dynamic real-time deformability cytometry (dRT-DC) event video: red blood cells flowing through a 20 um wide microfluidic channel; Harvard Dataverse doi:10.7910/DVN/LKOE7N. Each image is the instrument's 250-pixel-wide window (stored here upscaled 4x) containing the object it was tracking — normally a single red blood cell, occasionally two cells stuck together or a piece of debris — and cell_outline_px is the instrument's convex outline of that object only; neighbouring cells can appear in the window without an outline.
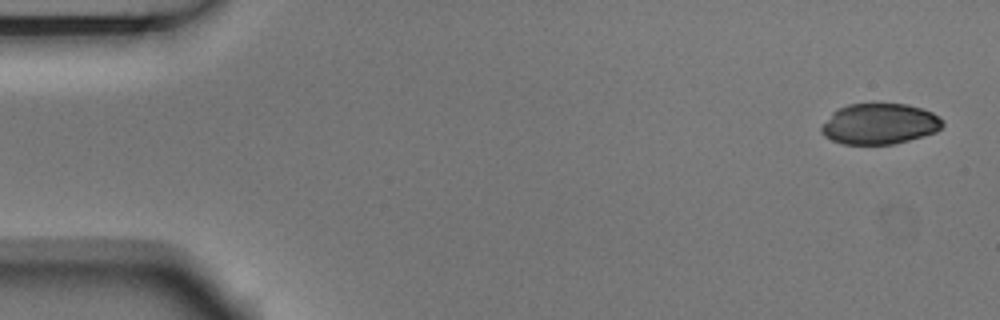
{"species": "Egyptian fruit bat (a non-hibernating species)", "species_latin": "Rousettus aegyptiacus", "temperature_condition": "room temperature", "stored_images_in_passage": 4, "camera_frame_rate_fps": 3000, "um_per_image_px": 0.085, "animal": {"sex": "male"}, "frame": {"image": 1, "passage_image": 1, "time_ms": 0.0, "image_size_px": [1000, 320], "cell_outline_px": [[944, 124], [936, 132], [924, 136], [892, 144], [844, 144], [832, 140], [824, 136], [820, 132], [820, 128], [832, 112], [848, 104], [908, 104], [924, 108], [940, 116], [944, 120]], "centroid_in_image_um": [74.79, 10.52], "position_along_channel_um": 10.2, "area_um2": 28.9}}
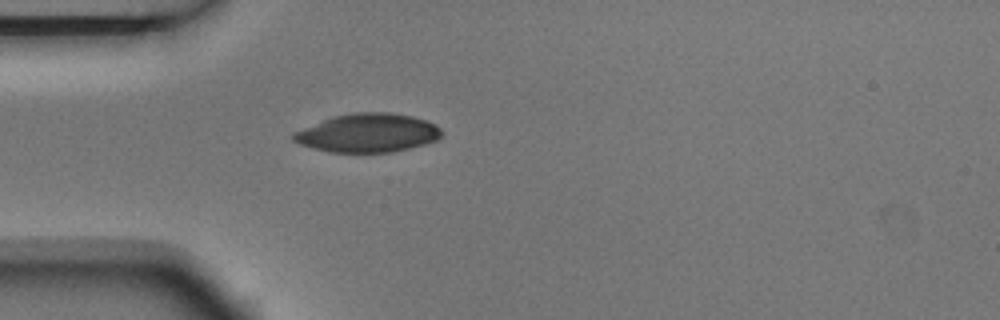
{"frame": {"image": 2, "passage_image": 4, "time_ms": 1.0, "image_size_px": [1000, 320], "cell_outline_px": [[444, 132], [436, 140], [424, 144], [392, 152], [332, 152], [312, 148], [300, 144], [292, 140], [292, 132], [332, 116], [352, 112], [388, 112], [412, 116], [428, 120], [436, 124]], "centroid_in_image_um": [31.26, 11.29], "position_along_channel_um": 53.7, "area_um2": 33.52}}